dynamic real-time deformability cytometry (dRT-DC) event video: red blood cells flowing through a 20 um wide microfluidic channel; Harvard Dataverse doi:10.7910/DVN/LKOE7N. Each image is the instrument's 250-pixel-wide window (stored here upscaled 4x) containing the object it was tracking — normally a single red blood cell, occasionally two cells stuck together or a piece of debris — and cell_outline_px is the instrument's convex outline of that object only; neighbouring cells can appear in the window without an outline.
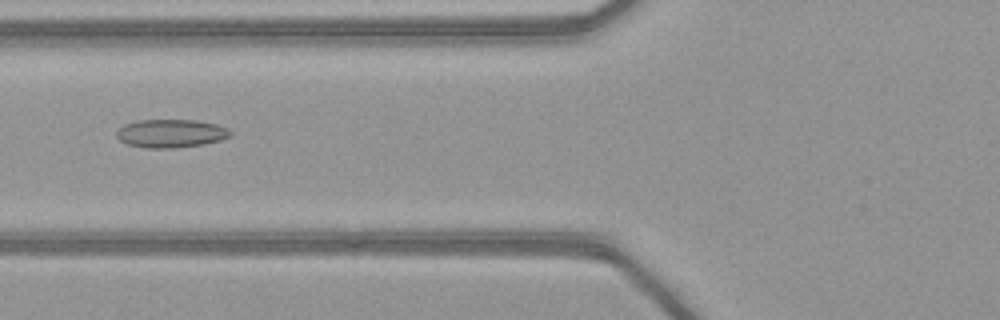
{"species": "common noctule bat (a hibernating species)", "species_latin": "Nyctalus noctula", "temperature_condition": "warm", "stored_images_in_passage": 51, "camera_frame_rate_fps": 3000, "um_per_image_px": 0.085, "animal": {"sex": "female", "body_mass_g": 21.9}, "frame": {"image": 1, "passage_image": 21, "time_ms": 6.667, "image_size_px": [1000, 320], "cell_outline_px": [[232, 136], [220, 140], [204, 144], [172, 148], [144, 148], [128, 144], [120, 140], [116, 136], [116, 132], [124, 124], [136, 120], [196, 120], [216, 124], [228, 128], [232, 132]], "centroid_in_image_um": [14.53, 11.34], "position_along_channel_um": 111.3, "area_um2": 18.84}}
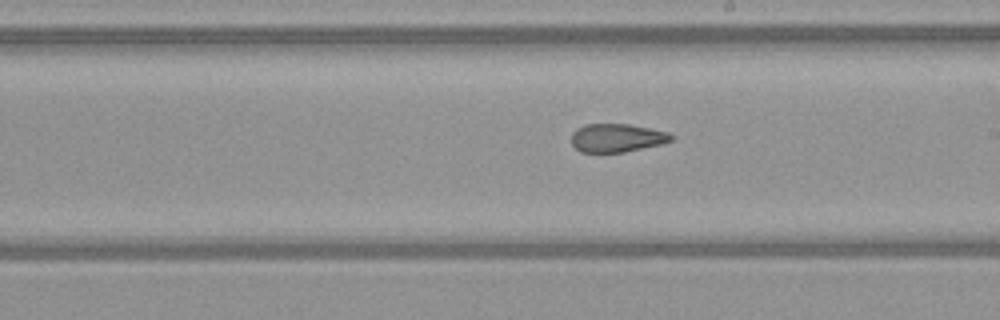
{"frame": {"image": 2, "passage_image": 30, "time_ms": 9.667, "image_size_px": [1000, 320], "cell_outline_px": [[676, 136], [672, 140], [660, 144], [624, 152], [580, 152], [572, 144], [572, 132], [576, 128], [584, 124], [628, 124], [668, 132]], "centroid_in_image_um": [52.42, 11.71], "position_along_channel_um": 236.6, "area_um2": 16.47}}
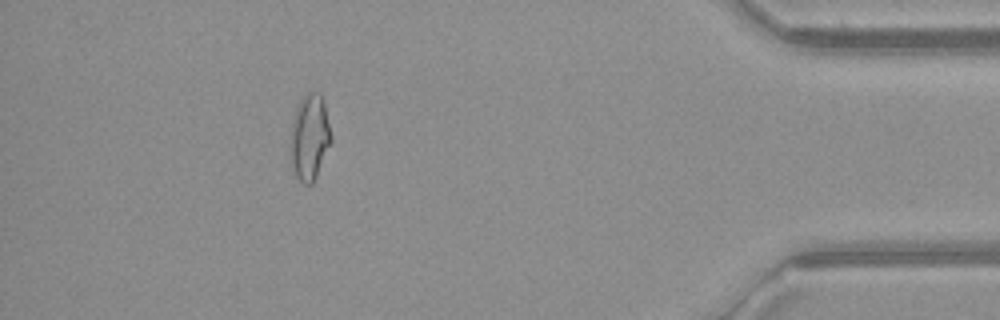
{"frame": {"image": 3, "passage_image": 46, "time_ms": 15.0, "image_size_px": [1000, 320], "cell_outline_px": [[332, 140], [316, 176], [312, 184], [304, 184], [296, 176], [292, 168], [288, 152], [288, 148], [292, 124], [296, 108], [300, 100], [308, 92], [320, 92], [324, 100], [332, 136]], "centroid_in_image_um": [26.3, 11.66], "position_along_channel_um": 408.9, "area_um2": 20.69}, "authors_computed_cell_mechanics": {"area_um2": 19.5942, "velocity_mm_per_s": 4.165, "shape_relaxation_time_tau1_ms": null, "shape_relaxation_time_tau2_ms": 2.222, "deformation_change_tau1": null, "deformation_change_tau2": 0.0922}}